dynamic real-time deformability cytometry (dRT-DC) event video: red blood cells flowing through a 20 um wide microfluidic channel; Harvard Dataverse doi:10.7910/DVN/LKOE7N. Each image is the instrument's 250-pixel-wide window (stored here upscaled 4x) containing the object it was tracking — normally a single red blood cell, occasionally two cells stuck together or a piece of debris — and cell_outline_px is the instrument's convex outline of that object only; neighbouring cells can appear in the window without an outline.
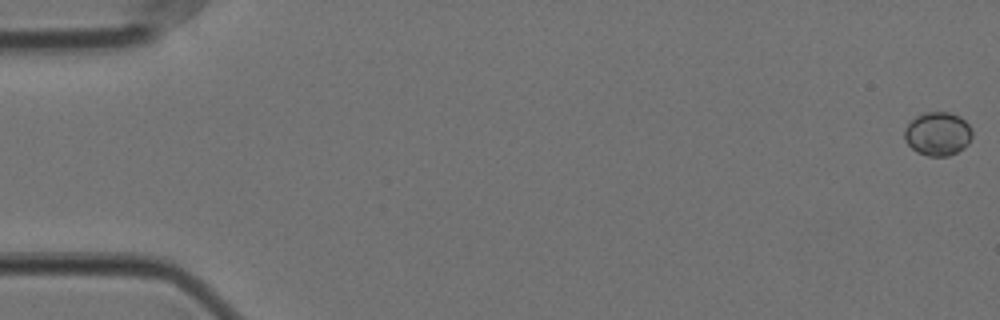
{"species": "Egyptian fruit bat (a non-hibernating species)", "species_latin": "Rousettus aegyptiacus", "temperature_condition": "cold", "stored_images_in_passage": 58, "camera_frame_rate_fps": 3000, "um_per_image_px": 0.085, "animal": {"sex": "female"}, "frame": {"image": 1, "passage_image": 1, "time_ms": 0.0, "image_size_px": [1000, 320], "cell_outline_px": [[972, 136], [968, 144], [964, 148], [948, 156], [928, 156], [916, 152], [908, 144], [904, 136], [904, 128], [916, 116], [924, 112], [948, 112], [960, 116], [972, 128]], "centroid_in_image_um": [79.71, 11.37], "position_along_channel_um": 5.3, "area_um2": 17.28}}
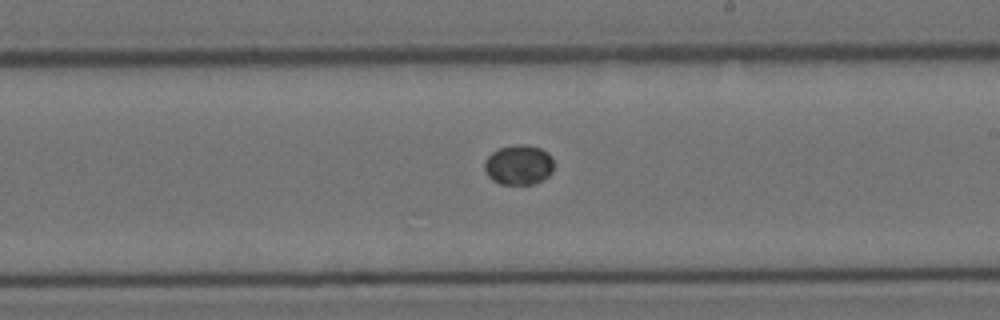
{"frame": {"image": 2, "passage_image": 34, "time_ms": 11.0, "image_size_px": [1000, 320], "cell_outline_px": [[552, 172], [544, 180], [532, 184], [500, 184], [492, 180], [488, 176], [484, 168], [484, 160], [492, 152], [500, 148], [516, 144], [524, 144], [540, 148], [548, 152], [552, 156]], "centroid_in_image_um": [44.08, 14.01], "position_along_channel_um": 244.9, "area_um2": 16.24}}
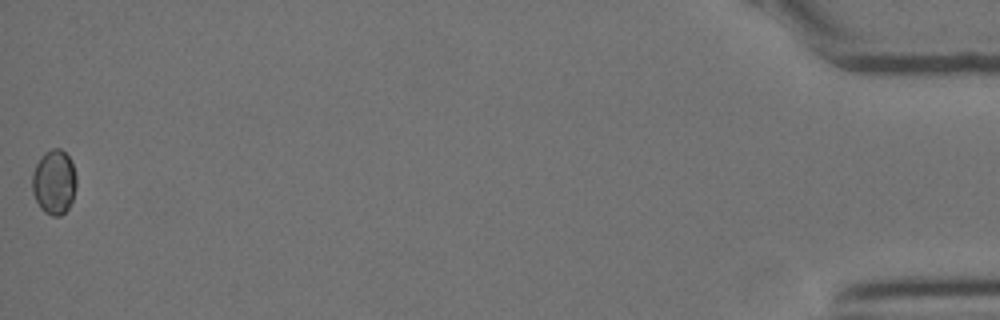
{"frame": {"image": 3, "passage_image": 58, "time_ms": 19.0, "image_size_px": [1000, 320], "cell_outline_px": [[76, 184], [72, 200], [68, 208], [60, 216], [52, 216], [44, 212], [40, 208], [32, 192], [32, 172], [40, 156], [44, 152], [52, 148], [60, 148], [72, 160], [76, 176]], "centroid_in_image_um": [4.59, 15.46], "position_along_channel_um": 430.6, "area_um2": 16.82}}